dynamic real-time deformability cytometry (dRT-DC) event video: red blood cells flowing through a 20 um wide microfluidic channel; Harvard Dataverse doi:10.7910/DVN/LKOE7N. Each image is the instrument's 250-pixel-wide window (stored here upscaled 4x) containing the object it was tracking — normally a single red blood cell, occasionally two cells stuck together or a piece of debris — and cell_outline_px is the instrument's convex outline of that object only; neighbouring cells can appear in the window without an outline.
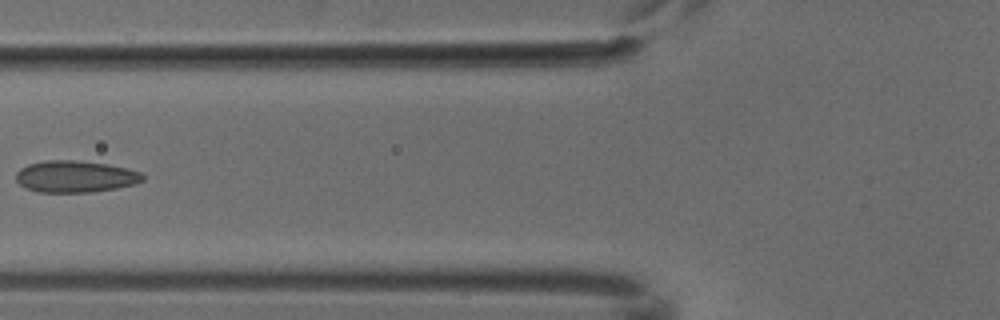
{"species": "common noctule bat (a hibernating species)", "species_latin": "Nyctalus noctula", "temperature_condition": "cold", "stored_images_in_passage": 5, "camera_frame_rate_fps": 3000, "um_per_image_px": 0.085, "animal": {"sex": "male", "body_mass_g": 18.8}, "frame": {"image": 1, "passage_image": 5, "time_ms": 1.333, "image_size_px": [1000, 320], "cell_outline_px": [[144, 180], [136, 184], [116, 188], [92, 192], [40, 192], [24, 188], [16, 180], [16, 172], [20, 168], [28, 164], [44, 160], [76, 160], [108, 164], [140, 172], [144, 176]], "centroid_in_image_um": [6.38, 15.0], "position_along_channel_um": 119.4, "area_um2": 23.52}}